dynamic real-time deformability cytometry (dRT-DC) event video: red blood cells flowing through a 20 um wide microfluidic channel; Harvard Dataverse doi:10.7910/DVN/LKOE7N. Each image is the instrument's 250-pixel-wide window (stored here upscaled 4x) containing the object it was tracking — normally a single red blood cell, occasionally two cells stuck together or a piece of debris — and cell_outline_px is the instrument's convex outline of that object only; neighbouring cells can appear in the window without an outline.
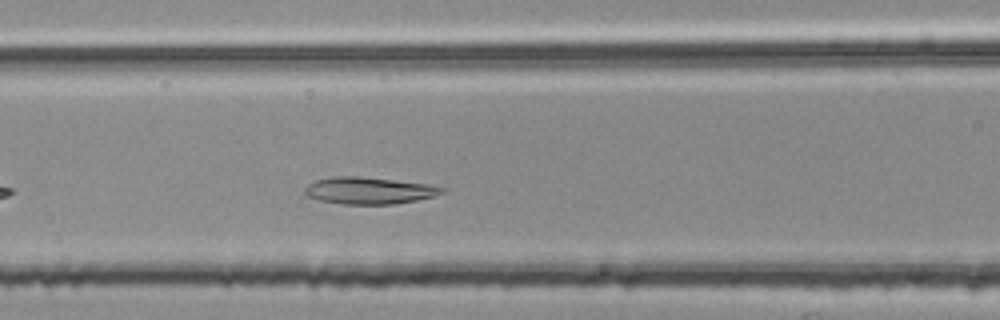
{"species": "common noctule bat (a hibernating species)", "species_latin": "Nyctalus noctula", "temperature_condition": "room temperature", "stored_images_in_passage": 35, "camera_frame_rate_fps": 3000, "um_per_image_px": 0.085, "animal": {"sex": "female", "body_mass_g": 25.1}, "frame": {"image": 1, "passage_image": 9, "time_ms": 2.667, "image_size_px": [1000, 320], "cell_outline_px": [[444, 192], [432, 196], [416, 200], [392, 204], [340, 204], [320, 200], [304, 196], [304, 188], [308, 184], [316, 180], [332, 176], [360, 176], [428, 184], [444, 188]], "centroid_in_image_um": [31.29, 16.19], "position_along_channel_um": 135.3, "area_um2": 21.44}}
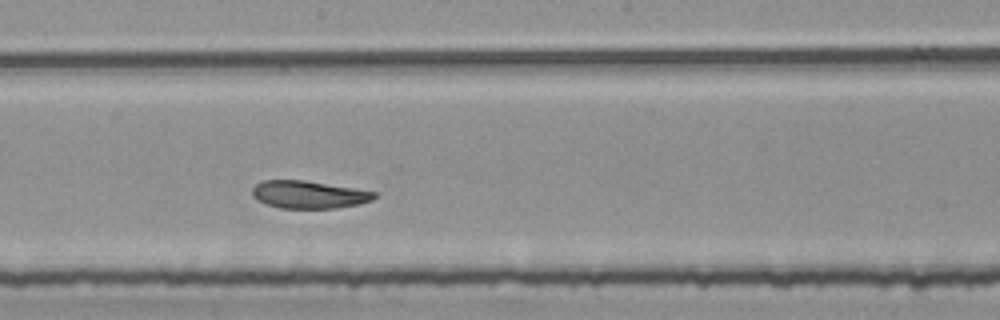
{"frame": {"image": 2, "passage_image": 16, "time_ms": 5.0, "image_size_px": [1000, 320], "cell_outline_px": [[376, 196], [372, 200], [360, 204], [336, 208], [280, 208], [256, 200], [252, 196], [252, 188], [260, 180], [304, 180], [376, 192]], "centroid_in_image_um": [26.21, 16.54], "position_along_channel_um": 222.0, "area_um2": 19.59}}
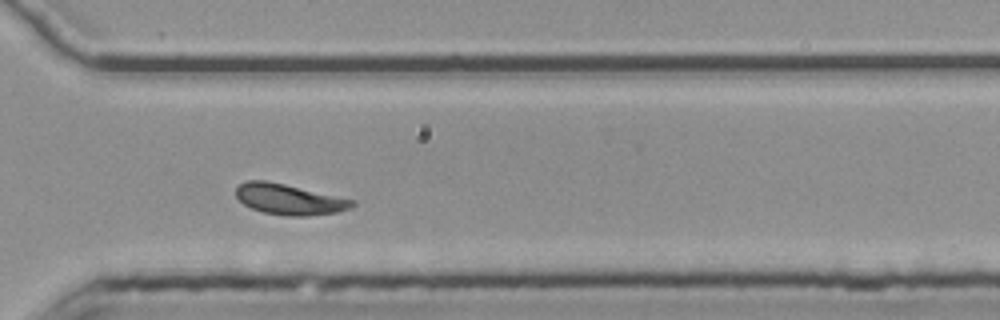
{"frame": {"image": 3, "passage_image": 26, "time_ms": 8.333, "image_size_px": [1000, 320], "cell_outline_px": [[356, 204], [352, 208], [340, 212], [308, 216], [288, 216], [264, 212], [252, 208], [244, 204], [236, 196], [236, 188], [240, 184], [248, 180], [264, 180], [284, 184], [356, 200]], "centroid_in_image_um": [24.63, 16.95], "position_along_channel_um": 346.0, "area_um2": 20.75}, "authors_computed_cell_mechanics": {"area_um2": 20.3456, "velocity_mm_per_s": 3.7152, "shape_relaxation_time_tau1_ms": null, "shape_relaxation_time_tau2_ms": 2.1106, "deformation_change_tau1": null, "deformation_change_tau2": 0.0709}}